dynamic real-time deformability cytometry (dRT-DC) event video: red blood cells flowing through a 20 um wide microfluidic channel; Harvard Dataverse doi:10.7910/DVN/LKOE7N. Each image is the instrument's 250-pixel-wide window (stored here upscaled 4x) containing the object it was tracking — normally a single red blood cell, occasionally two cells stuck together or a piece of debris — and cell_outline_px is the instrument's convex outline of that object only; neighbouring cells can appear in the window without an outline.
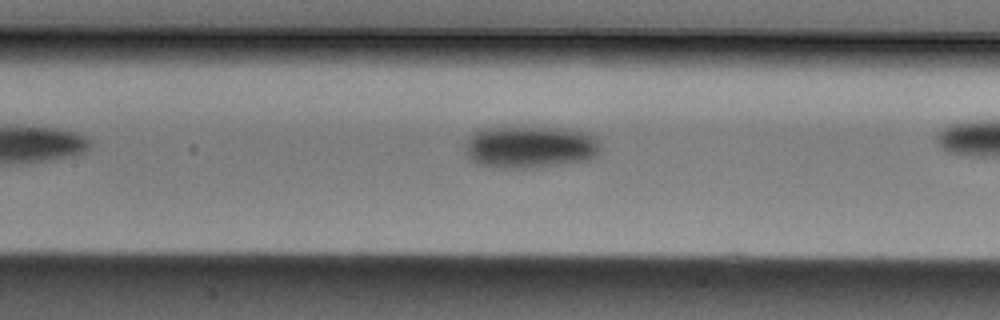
{"species": "Egyptian fruit bat (a non-hibernating species)", "species_latin": "Rousettus aegyptiacus", "temperature_condition": "cold", "stored_images_in_passage": 24, "camera_frame_rate_fps": 3000, "um_per_image_px": 0.085, "animal": {"sex": "male"}, "frame": {"image": 1, "passage_image": 8, "time_ms": 2.333, "image_size_px": [1000, 320], "cell_outline_px": [[600, 148], [596, 156], [584, 160], [556, 164], [516, 168], [504, 168], [476, 164], [472, 160], [468, 152], [468, 144], [472, 136], [476, 132], [488, 128], [548, 128], [580, 132], [592, 136], [596, 140]], "centroid_in_image_um": [45.05, 12.51], "position_along_channel_um": 162.3, "area_um2": 31.67}}
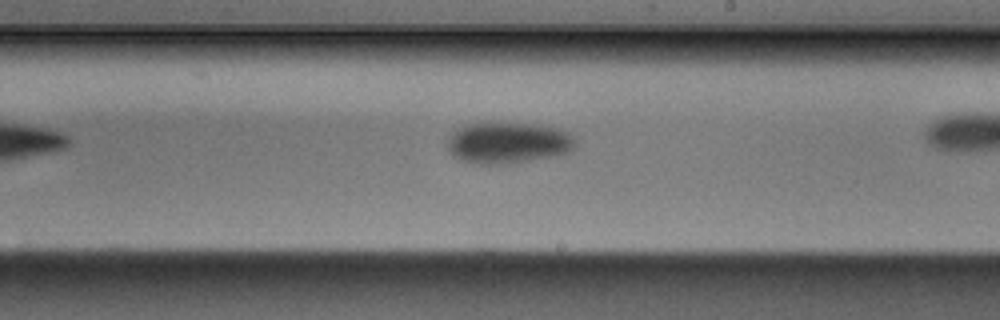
{"frame": {"image": 2, "passage_image": 14, "time_ms": 4.333, "image_size_px": [1000, 320], "cell_outline_px": [[576, 144], [568, 152], [552, 156], [504, 164], [476, 164], [460, 160], [448, 148], [448, 140], [460, 128], [468, 124], [532, 124], [556, 128], [568, 132], [576, 140]], "centroid_in_image_um": [43.22, 12.16], "position_along_channel_um": 245.8, "area_um2": 29.88}}
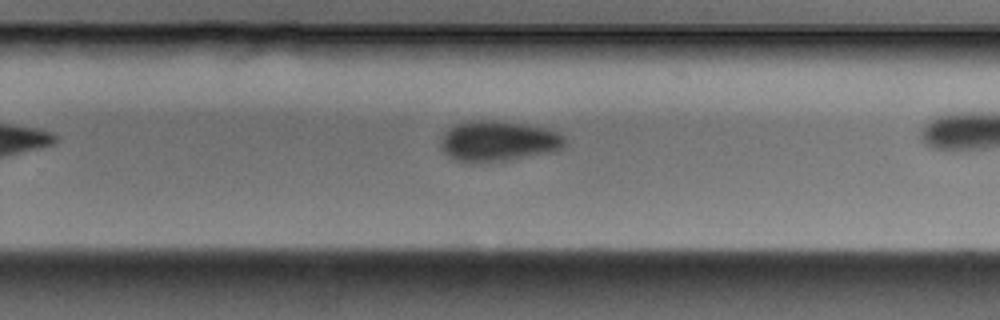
{"frame": {"image": 3, "passage_image": 17, "time_ms": 5.333, "image_size_px": [1000, 320], "cell_outline_px": [[564, 148], [556, 152], [512, 160], [476, 164], [472, 164], [456, 160], [448, 156], [444, 152], [440, 144], [444, 132], [448, 128], [456, 124], [468, 120], [496, 120], [528, 124], [544, 128], [556, 132], [564, 136]], "centroid_in_image_um": [42.35, 12.02], "position_along_channel_um": 287.5, "area_um2": 30.06}}